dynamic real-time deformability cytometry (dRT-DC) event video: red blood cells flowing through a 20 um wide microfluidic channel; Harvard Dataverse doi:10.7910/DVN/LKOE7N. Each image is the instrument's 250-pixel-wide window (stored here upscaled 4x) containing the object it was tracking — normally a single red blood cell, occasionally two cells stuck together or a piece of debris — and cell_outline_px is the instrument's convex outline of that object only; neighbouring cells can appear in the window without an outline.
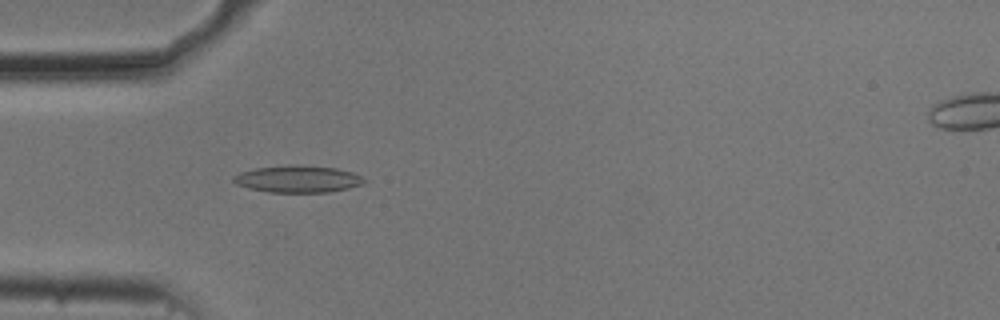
{"species": "common noctule bat (a hibernating species)", "species_latin": "Nyctalus noctula", "temperature_condition": "cold", "stored_images_in_passage": 44, "camera_frame_rate_fps": 3000, "um_per_image_px": 0.085, "animal": {"sex": "male", "body_mass_g": 20.5, "forearm_length_mm": 52.5}, "frame": {"image": 1, "passage_image": 6, "time_ms": 1.667, "image_size_px": [1000, 320], "cell_outline_px": [[368, 180], [364, 184], [348, 188], [328, 192], [268, 192], [248, 188], [236, 184], [232, 180], [232, 176], [240, 172], [256, 168], [288, 164], [292, 164], [336, 168], [352, 172]], "centroid_in_image_um": [25.3, 15.21], "position_along_channel_um": 59.7, "area_um2": 20.69}}
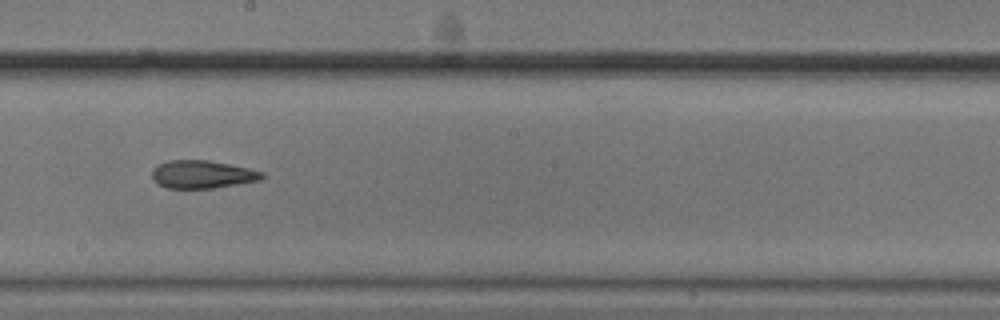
{"frame": {"image": 2, "passage_image": 20, "time_ms": 6.333, "image_size_px": [1000, 320], "cell_outline_px": [[264, 176], [260, 180], [212, 188], [168, 188], [152, 180], [152, 168], [156, 164], [168, 160], [208, 160], [248, 168], [264, 172]], "centroid_in_image_um": [17.15, 14.81], "position_along_channel_um": 231.0, "area_um2": 17.86}}
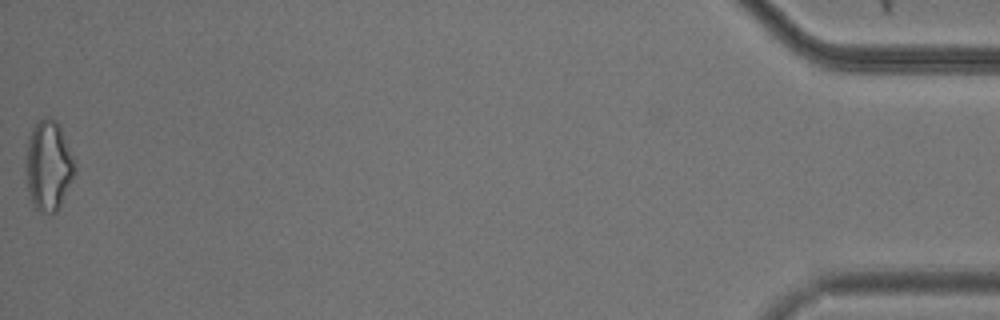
{"frame": {"image": 3, "passage_image": 44, "time_ms": 14.333, "image_size_px": [1000, 320], "cell_outline_px": [[76, 172], [56, 212], [40, 212], [36, 208], [28, 192], [24, 164], [24, 160], [28, 136], [32, 128], [40, 120], [56, 120], [76, 160]], "centroid_in_image_um": [4.1, 14.08], "position_along_channel_um": 431.1, "area_um2": 25.66}, "authors_computed_cell_mechanics": {"area_um2": 18.7272, "velocity_mm_per_s": 3.7216, "shape_relaxation_time_tau1_ms": null, "shape_relaxation_time_tau2_ms": 5.4764, "deformation_change_tau1": null, "deformation_change_tau2": 0.1519}}